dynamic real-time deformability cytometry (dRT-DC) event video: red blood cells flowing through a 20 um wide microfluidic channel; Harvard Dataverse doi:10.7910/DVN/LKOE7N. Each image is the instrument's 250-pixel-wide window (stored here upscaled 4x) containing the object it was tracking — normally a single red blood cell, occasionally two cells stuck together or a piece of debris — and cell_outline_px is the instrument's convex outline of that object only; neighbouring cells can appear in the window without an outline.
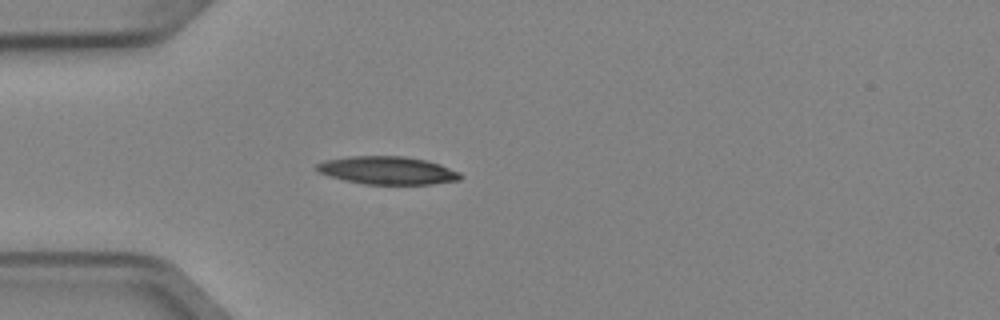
{"species": "Egyptian fruit bat (a non-hibernating species)", "species_latin": "Rousettus aegyptiacus", "temperature_condition": "cold", "stored_images_in_passage": 2, "camera_frame_rate_fps": 3000, "um_per_image_px": 0.085, "animal": {"sex": "female"}, "frame": {"image": 1, "passage_image": 2, "time_ms": 0.333, "image_size_px": [1000, 320], "cell_outline_px": [[464, 176], [460, 180], [432, 184], [364, 184], [344, 180], [320, 172], [316, 168], [316, 164], [324, 160], [348, 156], [404, 156], [428, 160], [440, 164], [460, 172]], "centroid_in_image_um": [32.98, 14.48], "position_along_channel_um": 52.0, "area_um2": 23.47}}